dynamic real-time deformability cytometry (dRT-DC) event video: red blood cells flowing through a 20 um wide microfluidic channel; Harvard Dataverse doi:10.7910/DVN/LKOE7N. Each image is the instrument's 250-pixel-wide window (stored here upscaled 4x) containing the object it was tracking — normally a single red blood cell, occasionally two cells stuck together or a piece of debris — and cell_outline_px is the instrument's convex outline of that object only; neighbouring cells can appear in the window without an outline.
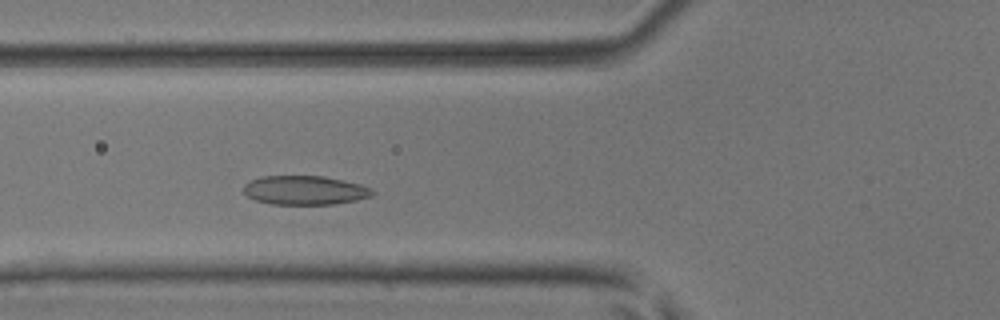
{"species": "common noctule bat (a hibernating species)", "species_latin": "Nyctalus noctula", "temperature_condition": "room temperature", "stored_images_in_passage": 3, "camera_frame_rate_fps": 3000, "um_per_image_px": 0.085, "animal": {"sex": "male", "body_mass_g": 17.9, "forearm_length_mm": 54.2}, "frame": {"image": 1, "passage_image": 3, "time_ms": 0.667, "image_size_px": [1000, 320], "cell_outline_px": [[376, 192], [372, 196], [356, 200], [332, 204], [272, 204], [256, 200], [248, 196], [244, 192], [244, 184], [260, 176], [324, 176], [344, 180], [360, 184], [372, 188]], "centroid_in_image_um": [25.94, 16.16], "position_along_channel_um": 99.9, "area_um2": 21.79}}